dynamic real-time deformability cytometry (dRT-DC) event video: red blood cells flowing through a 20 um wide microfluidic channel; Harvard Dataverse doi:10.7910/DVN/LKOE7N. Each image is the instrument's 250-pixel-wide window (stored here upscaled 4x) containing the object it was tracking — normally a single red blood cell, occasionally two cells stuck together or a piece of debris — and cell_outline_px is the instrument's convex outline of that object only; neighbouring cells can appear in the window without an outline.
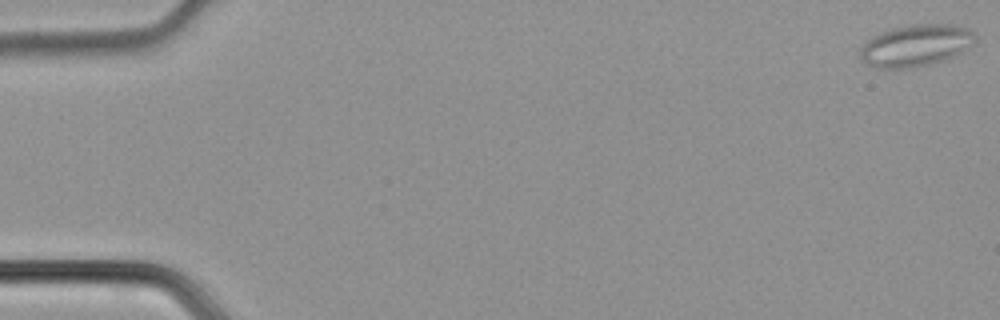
{"species": "common noctule bat (a hibernating species)", "species_latin": "Nyctalus noctula", "temperature_condition": "cold", "stored_images_in_passage": 47, "camera_frame_rate_fps": 3000, "um_per_image_px": 0.085, "animal": {"sex": "male", "body_mass_g": 21.5, "forearm_length_mm": 52.0}, "frame": {"image": 1, "passage_image": 1, "time_ms": 0.0, "image_size_px": [1000, 320], "cell_outline_px": [[976, 40], [960, 52], [944, 60], [928, 64], [908, 68], [876, 68], [860, 60], [860, 48], [872, 36], [892, 28], [912, 24], [956, 24], [968, 28], [976, 32]], "centroid_in_image_um": [77.84, 3.85], "position_along_channel_um": 7.2, "area_um2": 27.98}}
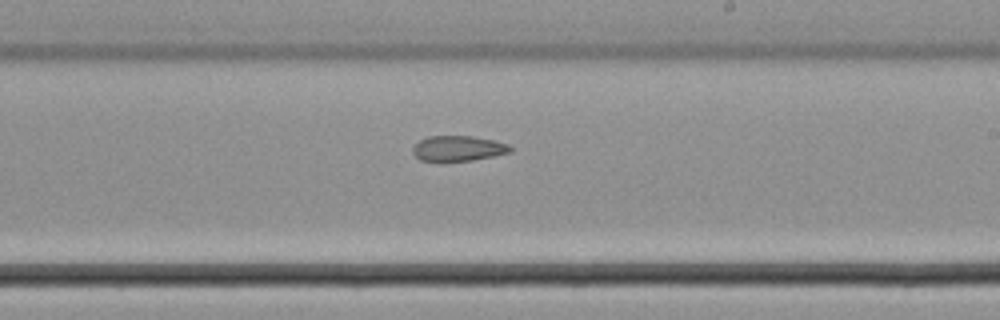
{"frame": {"image": 2, "passage_image": 28, "time_ms": 9.0, "image_size_px": [1000, 320], "cell_outline_px": [[512, 152], [472, 160], [420, 160], [412, 152], [412, 148], [420, 140], [428, 136], [472, 136], [496, 140], [508, 144], [512, 148]], "centroid_in_image_um": [38.97, 12.59], "position_along_channel_um": 250.0, "area_um2": 14.22}}
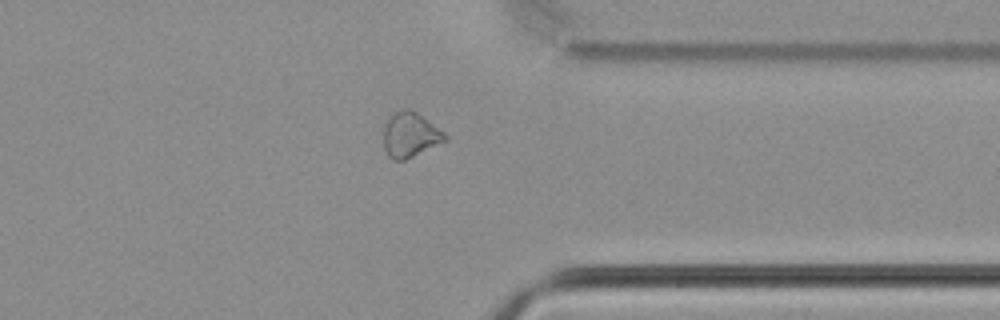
{"frame": {"image": 3, "passage_image": 37, "time_ms": 12.0, "image_size_px": [1000, 320], "cell_outline_px": [[448, 140], [404, 160], [392, 160], [388, 156], [384, 148], [384, 124], [396, 112], [404, 108], [408, 108], [416, 112], [444, 132], [448, 136]], "centroid_in_image_um": [34.87, 11.47], "position_along_channel_um": 376.5, "area_um2": 15.9}}